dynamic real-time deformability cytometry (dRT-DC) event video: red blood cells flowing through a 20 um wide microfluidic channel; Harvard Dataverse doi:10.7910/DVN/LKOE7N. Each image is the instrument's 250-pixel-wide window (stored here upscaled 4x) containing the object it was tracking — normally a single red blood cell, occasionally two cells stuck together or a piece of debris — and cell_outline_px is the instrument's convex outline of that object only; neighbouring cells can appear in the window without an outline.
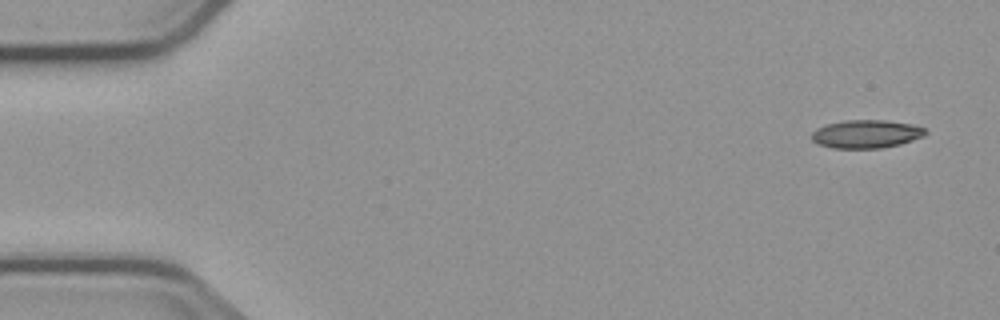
{"species": "common noctule bat (a hibernating species)", "species_latin": "Nyctalus noctula", "temperature_condition": "cold", "stored_images_in_passage": 7, "camera_frame_rate_fps": 3000, "um_per_image_px": 0.085, "animal": {"sex": "male", "body_mass_g": 23.1, "forearm_length_mm": 52.7}, "frame": {"image": 1, "passage_image": 1, "time_ms": 0.0, "image_size_px": [1000, 320], "cell_outline_px": [[928, 132], [924, 136], [900, 144], [880, 148], [832, 148], [816, 144], [808, 136], [816, 128], [824, 124], [844, 120], [884, 120], [912, 124], [924, 128]], "centroid_in_image_um": [73.56, 11.39], "position_along_channel_um": 11.4, "area_um2": 18.96}}
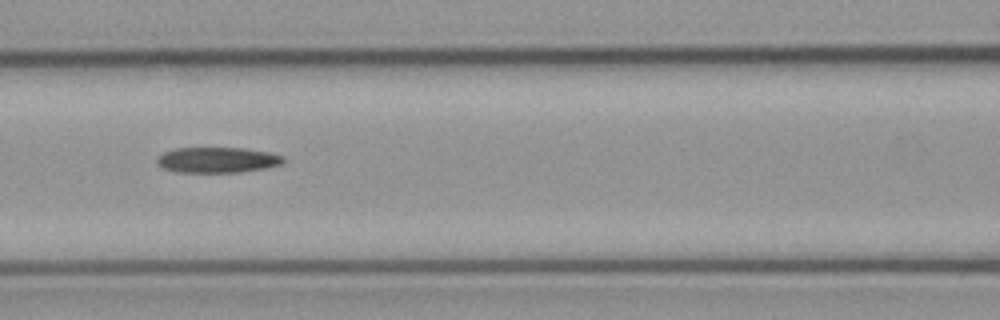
{"frame": {"image": 2, "passage_image": 5, "time_ms": 7.0, "image_size_px": [1000, 320], "cell_outline_px": [[284, 164], [268, 168], [240, 172], [176, 172], [164, 168], [156, 164], [156, 160], [164, 152], [176, 148], [244, 148], [268, 152], [284, 156]], "centroid_in_image_um": [18.51, 13.6], "position_along_channel_um": 148.1, "area_um2": 18.9}}
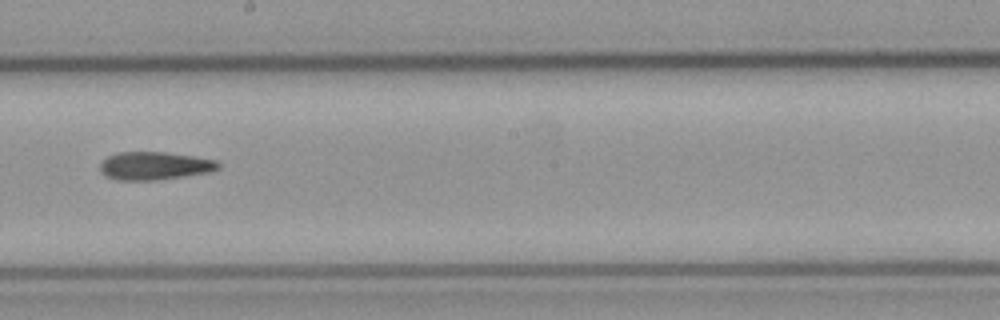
{"frame": {"image": 3, "passage_image": 7, "time_ms": 9.333, "image_size_px": [1000, 320], "cell_outline_px": [[220, 168], [208, 172], [184, 176], [156, 180], [116, 180], [104, 176], [100, 172], [100, 164], [108, 156], [116, 152], [164, 152], [192, 156], [216, 160], [220, 164]], "centroid_in_image_um": [13.1, 14.1], "position_along_channel_um": 235.1, "area_um2": 19.31}}